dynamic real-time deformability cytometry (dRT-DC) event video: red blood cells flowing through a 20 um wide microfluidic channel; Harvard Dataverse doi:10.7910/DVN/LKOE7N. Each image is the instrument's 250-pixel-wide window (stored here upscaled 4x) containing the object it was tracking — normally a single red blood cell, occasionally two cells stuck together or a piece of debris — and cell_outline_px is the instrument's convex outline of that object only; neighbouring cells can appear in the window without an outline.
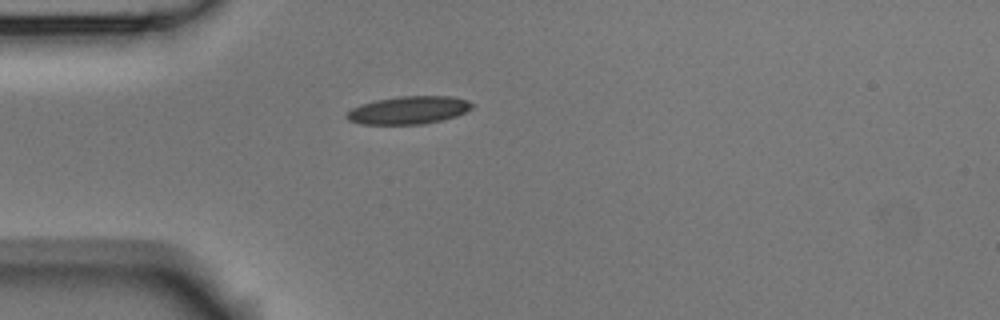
{"species": "Egyptian fruit bat (a non-hibernating species)", "species_latin": "Rousettus aegyptiacus", "temperature_condition": "room temperature", "stored_images_in_passage": 6, "camera_frame_rate_fps": 3000, "um_per_image_px": 0.085, "animal": {"sex": "male"}, "frame": {"image": 1, "passage_image": 6, "time_ms": 1.667, "image_size_px": [1000, 320], "cell_outline_px": [[472, 108], [456, 116], [440, 120], [420, 124], [360, 124], [348, 120], [344, 116], [352, 108], [360, 104], [376, 100], [400, 96], [452, 96], [468, 100], [472, 104]], "centroid_in_image_um": [34.7, 9.36], "position_along_channel_um": 50.3, "area_um2": 20.23}}